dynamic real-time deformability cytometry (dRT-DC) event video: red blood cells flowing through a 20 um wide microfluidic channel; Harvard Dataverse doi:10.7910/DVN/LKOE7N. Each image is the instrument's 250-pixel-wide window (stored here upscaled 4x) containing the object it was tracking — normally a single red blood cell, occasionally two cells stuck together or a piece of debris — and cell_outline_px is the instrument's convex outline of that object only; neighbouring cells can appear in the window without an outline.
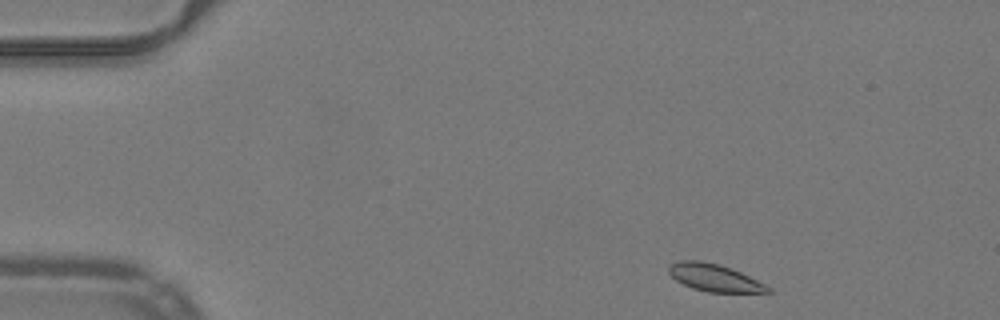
{"species": "common noctule bat (a hibernating species)", "species_latin": "Nyctalus noctula", "temperature_condition": "warm", "stored_images_in_passage": 46, "camera_frame_rate_fps": 3000, "um_per_image_px": 0.085, "animal": {"sex": "male", "body_mass_g": 19.2, "forearm_length_mm": 51.8}, "frame": {"image": 1, "passage_image": 1, "time_ms": 0.0, "image_size_px": [1000, 320], "cell_outline_px": [[772, 292], [708, 292], [692, 288], [676, 280], [668, 272], [668, 264], [680, 260], [700, 260], [720, 264], [732, 268], [772, 288]], "centroid_in_image_um": [60.69, 23.59], "position_along_channel_um": 24.3, "area_um2": 15.78}}
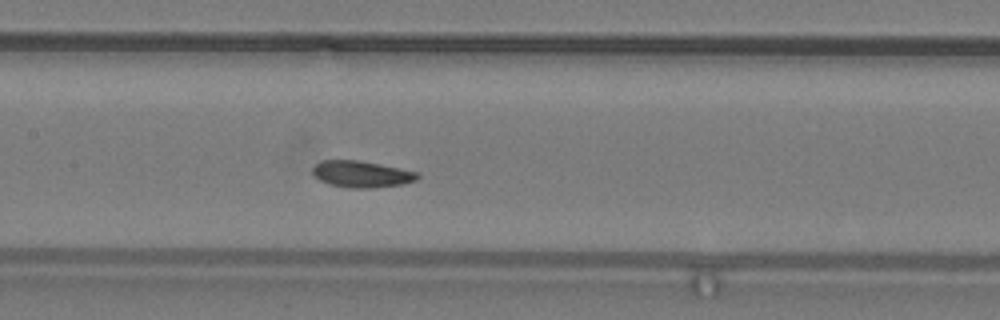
{"frame": {"image": 2, "passage_image": 19, "time_ms": 6.0, "image_size_px": [1000, 320], "cell_outline_px": [[420, 176], [416, 180], [404, 184], [372, 188], [348, 188], [328, 184], [320, 180], [312, 172], [312, 168], [316, 164], [324, 160], [356, 160], [380, 164], [400, 168], [416, 172]], "centroid_in_image_um": [30.73, 14.81], "position_along_channel_um": 176.7, "area_um2": 16.18}}
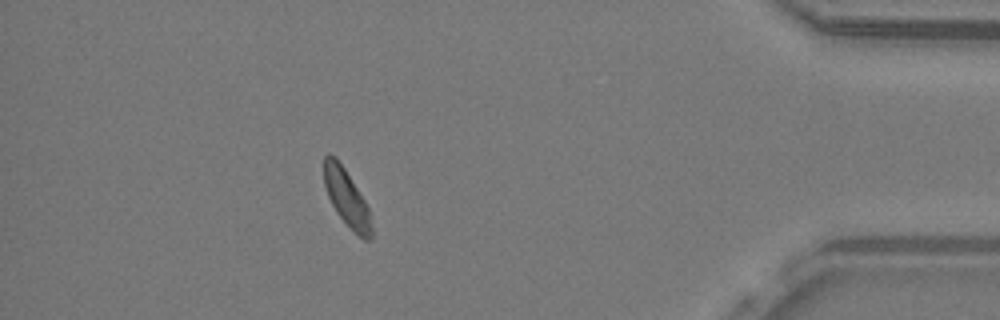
{"frame": {"image": 3, "passage_image": 40, "time_ms": 13.0, "image_size_px": [1000, 320], "cell_outline_px": [[372, 240], [364, 240], [336, 212], [328, 196], [324, 184], [324, 156], [328, 152], [336, 156], [344, 168], [364, 200], [368, 208], [372, 228]], "centroid_in_image_um": [29.45, 16.78], "position_along_channel_um": 405.8, "area_um2": 15.37}, "authors_computed_cell_mechanics": {"area_um2": 16.3574, "velocity_mm_per_s": 3.9637, "shape_relaxation_time_tau1_ms": 5.1285, "shape_relaxation_time_tau2_ms": 3.5794, "deformation_change_tau1": 0.0984, "deformation_change_tau2": 0.0771}}